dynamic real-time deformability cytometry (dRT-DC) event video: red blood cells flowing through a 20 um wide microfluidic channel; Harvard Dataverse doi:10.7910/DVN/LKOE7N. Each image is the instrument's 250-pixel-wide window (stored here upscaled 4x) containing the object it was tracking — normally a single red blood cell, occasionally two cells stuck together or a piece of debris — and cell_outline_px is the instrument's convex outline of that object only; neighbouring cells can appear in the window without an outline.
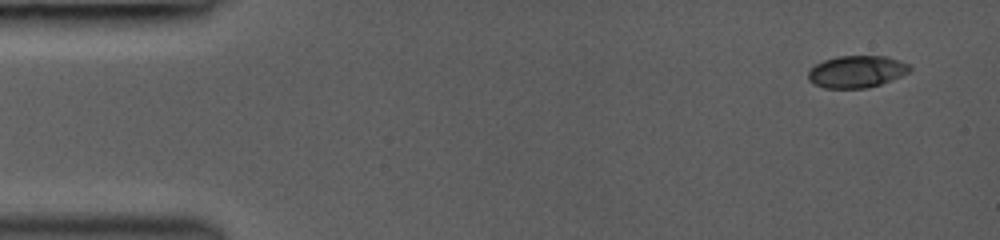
{"species": "common noctule bat (a hibernating species)", "species_latin": "Nyctalus noctula", "temperature_condition": "room temperature", "stored_images_in_passage": 4, "camera_frame_rate_fps": 3000, "um_per_image_px": 0.085, "animal": {"sex": "female", "body_mass_g": 19.0, "forearm_length_mm": 53.3}, "frame": {"image": 1, "passage_image": 1, "time_ms": 0.0, "image_size_px": [1000, 240], "cell_outline_px": [[912, 68], [908, 72], [900, 76], [880, 84], [868, 88], [824, 88], [812, 84], [808, 80], [808, 72], [816, 64], [824, 60], [836, 56], [888, 56], [912, 64]], "centroid_in_image_um": [72.82, 6.08], "position_along_channel_um": 12.2, "area_um2": 19.13}}
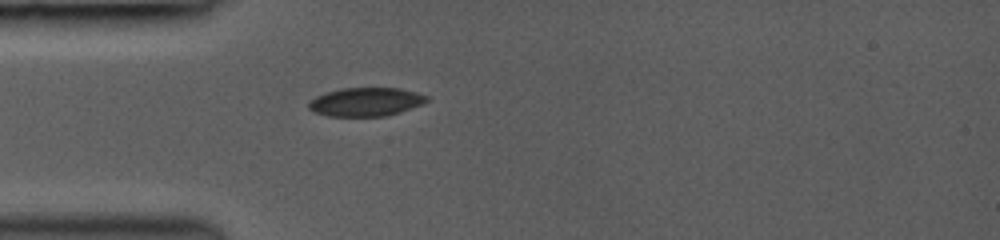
{"frame": {"image": 2, "passage_image": 4, "time_ms": 3.667, "image_size_px": [1000, 240], "cell_outline_px": [[428, 100], [424, 104], [400, 112], [384, 116], [328, 116], [312, 112], [308, 108], [308, 104], [316, 96], [340, 88], [400, 88], [416, 92], [428, 96]], "centroid_in_image_um": [31.11, 8.66], "position_along_channel_um": 53.9, "area_um2": 19.71}}